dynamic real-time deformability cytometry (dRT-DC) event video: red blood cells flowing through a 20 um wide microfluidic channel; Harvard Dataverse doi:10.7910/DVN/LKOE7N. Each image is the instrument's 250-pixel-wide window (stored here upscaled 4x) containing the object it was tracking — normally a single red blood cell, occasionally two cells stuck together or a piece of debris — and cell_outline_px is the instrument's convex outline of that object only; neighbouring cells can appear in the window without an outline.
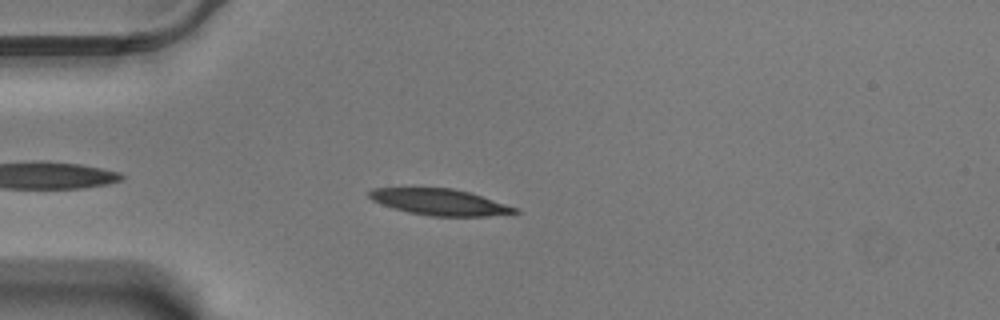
{"species": "Egyptian fruit bat (a non-hibernating species)", "species_latin": "Rousettus aegyptiacus", "temperature_condition": "warm", "stored_images_in_passage": 47, "camera_frame_rate_fps": 3000, "um_per_image_px": 0.085, "animal": {"sex": "male"}, "frame": {"image": 1, "passage_image": 5, "time_ms": 1.333, "image_size_px": [1000, 320], "cell_outline_px": [[520, 212], [488, 216], [432, 216], [408, 212], [372, 200], [368, 196], [368, 192], [372, 188], [452, 188], [468, 192], [520, 208]], "centroid_in_image_um": [37.42, 17.17], "position_along_channel_um": 47.6, "area_um2": 22.02}}
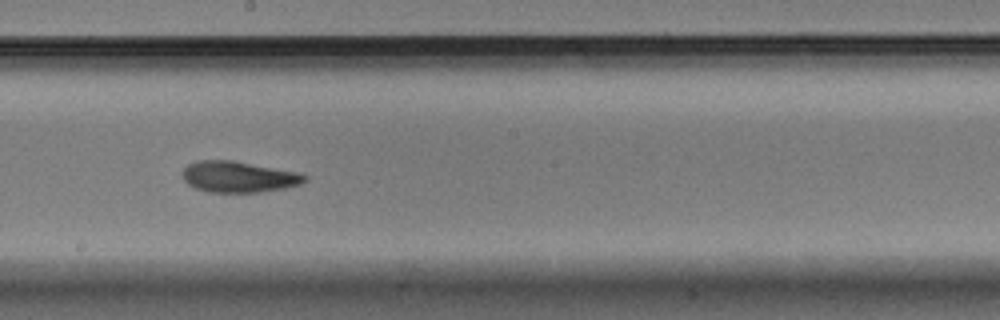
{"frame": {"image": 2, "passage_image": 22, "time_ms": 7.0, "image_size_px": [1000, 320], "cell_outline_px": [[308, 180], [300, 184], [284, 188], [260, 192], [208, 192], [196, 188], [188, 184], [184, 180], [180, 172], [188, 164], [200, 160], [232, 160], [300, 172], [308, 176]], "centroid_in_image_um": [20.29, 15.02], "position_along_channel_um": 227.9, "area_um2": 22.31}}
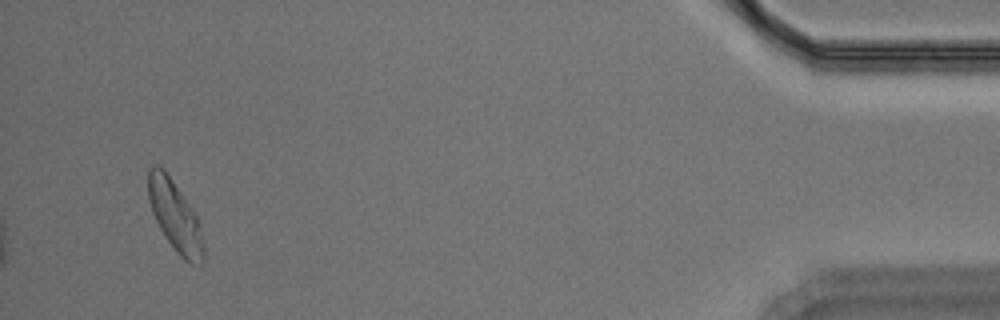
{"frame": {"image": 3, "passage_image": 45, "time_ms": 14.667, "image_size_px": [1000, 320], "cell_outline_px": [[204, 260], [200, 264], [192, 264], [184, 260], [176, 252], [160, 228], [152, 212], [148, 200], [148, 168], [152, 164], [156, 164], [164, 168], [196, 216], [200, 224], [204, 244]], "centroid_in_image_um": [14.87, 18.37], "position_along_channel_um": 420.3, "area_um2": 22.54}, "authors_computed_cell_mechanics": {"area_um2": 22.4842, "velocity_mm_per_s": 3.4632, "shape_relaxation_time_tau1_ms": 4.0689, "shape_relaxation_time_tau2_ms": 2.3787, "deformation_change_tau1": 0.1684, "deformation_change_tau2": 0.0912}}